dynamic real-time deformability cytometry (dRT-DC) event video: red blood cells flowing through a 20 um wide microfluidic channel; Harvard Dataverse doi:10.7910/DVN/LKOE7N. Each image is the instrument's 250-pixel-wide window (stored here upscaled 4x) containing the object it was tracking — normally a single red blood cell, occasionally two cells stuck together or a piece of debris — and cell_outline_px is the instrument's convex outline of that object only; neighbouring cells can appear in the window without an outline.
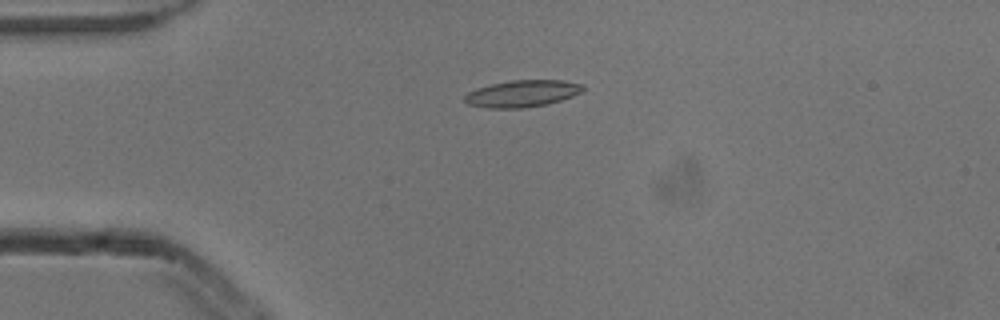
{"species": "common noctule bat (a hibernating species)", "species_latin": "Nyctalus noctula", "temperature_condition": "cold", "stored_images_in_passage": 7, "camera_frame_rate_fps": 3000, "um_per_image_px": 0.085, "animal": {"sex": "male", "body_mass_g": 13.3}, "frame": {"image": 1, "passage_image": 3, "time_ms": 0.667, "image_size_px": [1000, 320], "cell_outline_px": [[584, 88], [580, 92], [572, 96], [548, 104], [524, 108], [488, 108], [468, 104], [464, 100], [464, 96], [468, 92], [476, 88], [492, 84], [512, 80], [564, 80], [580, 84]], "centroid_in_image_um": [44.36, 7.96], "position_along_channel_um": 40.6, "area_um2": 18.38}}
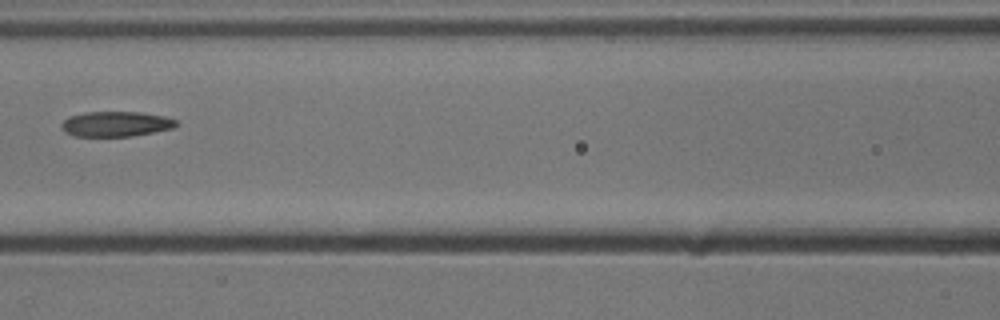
{"frame": {"image": 2, "passage_image": 6, "time_ms": 1.667, "image_size_px": [1000, 320], "cell_outline_px": [[180, 124], [172, 128], [132, 136], [76, 136], [64, 132], [60, 128], [60, 124], [68, 116], [84, 112], [140, 112], [164, 116], [176, 120]], "centroid_in_image_um": [9.81, 10.53], "position_along_channel_um": 156.8, "area_um2": 16.88}}
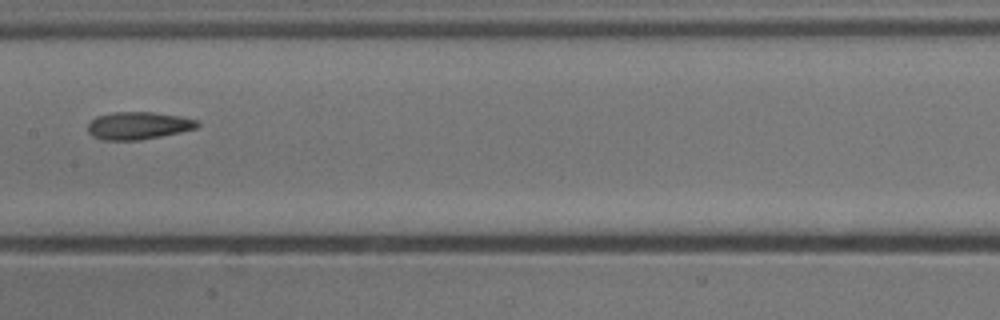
{"frame": {"image": 3, "passage_image": 7, "time_ms": 2.0, "image_size_px": [1000, 320], "cell_outline_px": [[200, 124], [196, 128], [180, 132], [140, 140], [104, 140], [92, 136], [88, 132], [88, 124], [96, 116], [112, 112], [152, 112], [180, 116], [196, 120]], "centroid_in_image_um": [11.73, 10.67], "position_along_channel_um": 195.7, "area_um2": 17.51}}